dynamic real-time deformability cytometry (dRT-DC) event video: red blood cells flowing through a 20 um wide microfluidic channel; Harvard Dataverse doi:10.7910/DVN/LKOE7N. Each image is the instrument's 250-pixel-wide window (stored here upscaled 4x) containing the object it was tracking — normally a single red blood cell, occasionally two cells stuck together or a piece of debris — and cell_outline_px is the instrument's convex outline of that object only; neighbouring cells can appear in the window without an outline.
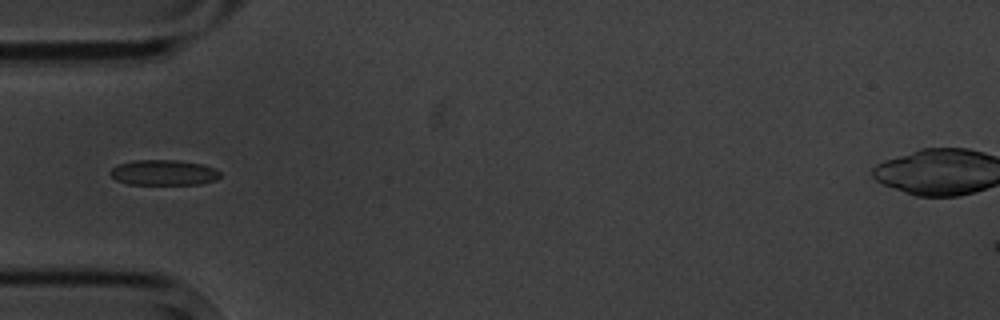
{"species": "common noctule bat (a hibernating species)", "species_latin": "Nyctalus noctula", "temperature_condition": "cold", "stored_images_in_passage": 14, "camera_frame_rate_fps": 3000, "um_per_image_px": 0.085, "animal": {"sex": "male", "body_mass_g": 20.1, "forearm_length_mm": 53.5}, "frame": {"image": 1, "passage_image": 4, "time_ms": 4.333, "image_size_px": [1000, 320], "cell_outline_px": [[220, 176], [216, 180], [200, 184], [128, 184], [116, 180], [108, 172], [116, 164], [132, 160], [176, 160], [204, 164], [220, 172]], "centroid_in_image_um": [13.88, 14.66], "position_along_channel_um": 71.1, "area_um2": 16.36}}
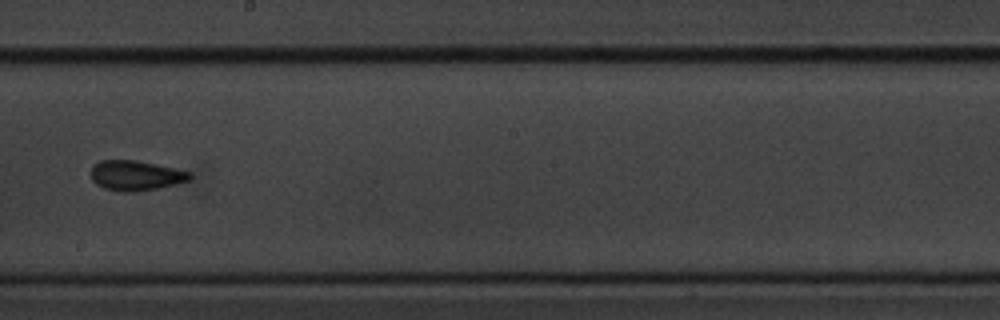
{"frame": {"image": 2, "passage_image": 8, "time_ms": 9.0, "image_size_px": [1000, 320], "cell_outline_px": [[192, 176], [188, 180], [176, 184], [136, 192], [120, 192], [104, 188], [96, 184], [92, 180], [92, 168], [100, 160], [136, 160], [156, 164], [188, 172]], "centroid_in_image_um": [11.51, 14.93], "position_along_channel_um": 236.7, "area_um2": 17.05}}
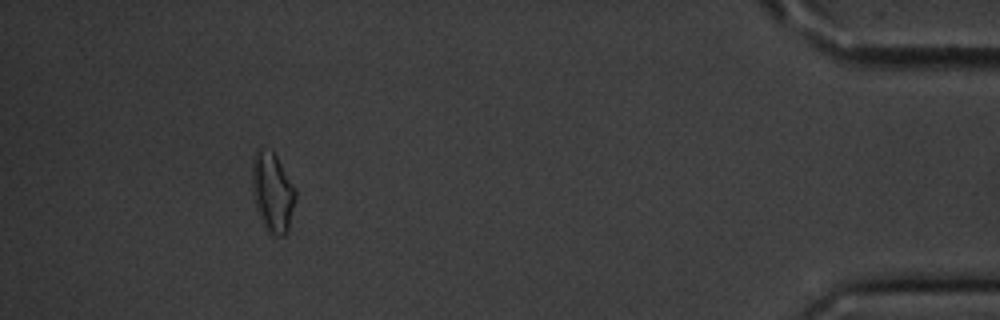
{"frame": {"image": 3, "passage_image": 13, "time_ms": 15.667, "image_size_px": [1000, 320], "cell_outline_px": [[296, 196], [288, 232], [284, 236], [272, 236], [264, 228], [256, 208], [252, 192], [252, 160], [256, 152], [260, 148], [272, 152], [276, 156], [296, 188]], "centroid_in_image_um": [23.17, 16.4], "position_along_channel_um": 412.0, "area_um2": 20.23}, "authors_computed_cell_mechanics": {"area_um2": 16.8776, "velocity_mm_per_s": 3.5224, "shape_relaxation_time_tau1_ms": 3.1332, "shape_relaxation_time_tau2_ms": 2.7464, "deformation_change_tau1": 0.0835, "deformation_change_tau2": 0.0941}}